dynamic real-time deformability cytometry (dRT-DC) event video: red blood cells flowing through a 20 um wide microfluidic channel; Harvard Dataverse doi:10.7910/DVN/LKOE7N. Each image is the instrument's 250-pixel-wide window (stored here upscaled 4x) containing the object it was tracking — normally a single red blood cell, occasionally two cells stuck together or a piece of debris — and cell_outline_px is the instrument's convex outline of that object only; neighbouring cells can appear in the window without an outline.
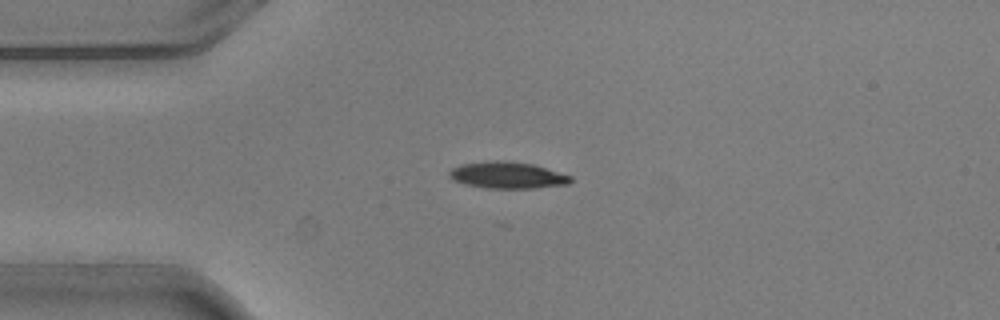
{"species": "common noctule bat (a hibernating species)", "species_latin": "Nyctalus noctula", "temperature_condition": "warm", "stored_images_in_passage": 4, "camera_frame_rate_fps": 3000, "um_per_image_px": 0.085, "animal": {"sex": "male", "body_mass_g": 20.5, "forearm_length_mm": 52.5}, "frame": {"image": 1, "passage_image": 1, "time_ms": 0.0, "image_size_px": [1000, 320], "cell_outline_px": [[572, 180], [568, 184], [532, 188], [484, 188], [464, 184], [448, 176], [448, 172], [452, 168], [460, 164], [488, 160], [504, 160], [532, 164], [572, 176]], "centroid_in_image_um": [43.09, 14.88], "position_along_channel_um": 41.9, "area_um2": 18.84}}